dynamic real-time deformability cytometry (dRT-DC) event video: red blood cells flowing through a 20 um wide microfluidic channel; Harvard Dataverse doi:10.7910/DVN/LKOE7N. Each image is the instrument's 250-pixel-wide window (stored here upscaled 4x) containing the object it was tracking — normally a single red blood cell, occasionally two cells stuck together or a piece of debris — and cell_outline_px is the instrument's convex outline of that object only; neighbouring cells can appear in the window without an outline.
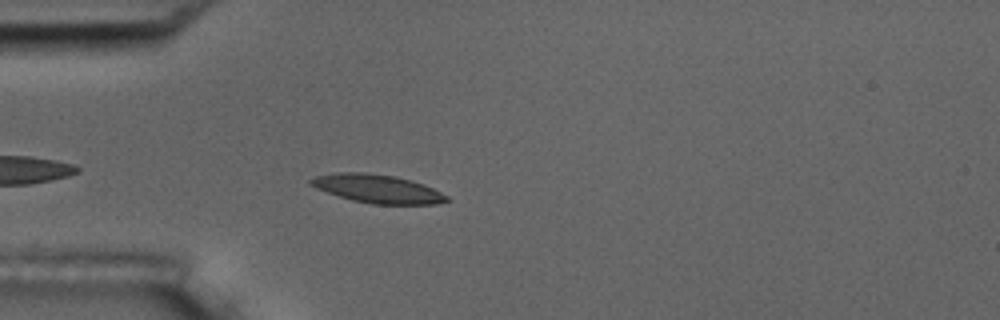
{"species": "common noctule bat (a hibernating species)", "species_latin": "Nyctalus noctula", "temperature_condition": "room temperature", "stored_images_in_passage": 34, "camera_frame_rate_fps": 3000, "um_per_image_px": 0.085, "animal": {"sex": "male", "body_mass_g": 17.5, "forearm_length_mm": 52.3}, "frame": {"image": 1, "passage_image": 4, "time_ms": 1.0, "image_size_px": [1000, 320], "cell_outline_px": [[448, 200], [436, 204], [372, 204], [352, 200], [316, 188], [308, 184], [308, 180], [316, 176], [336, 172], [364, 172], [396, 176], [424, 184], [448, 196]], "centroid_in_image_um": [32.06, 16.03], "position_along_channel_um": 52.9, "area_um2": 22.43}}
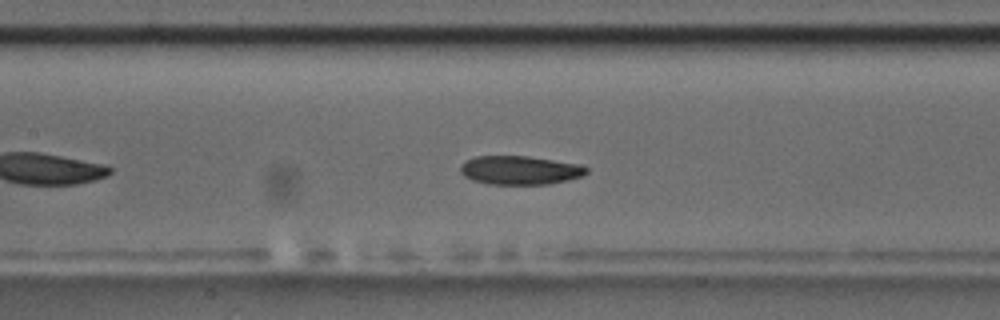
{"frame": {"image": 2, "passage_image": 14, "time_ms": 4.333, "image_size_px": [1000, 320], "cell_outline_px": [[588, 172], [584, 176], [568, 180], [548, 184], [488, 184], [472, 180], [464, 176], [460, 172], [460, 164], [464, 160], [476, 156], [528, 156], [584, 164], [588, 168]], "centroid_in_image_um": [44.22, 14.46], "position_along_channel_um": 163.2, "area_um2": 21.5}}
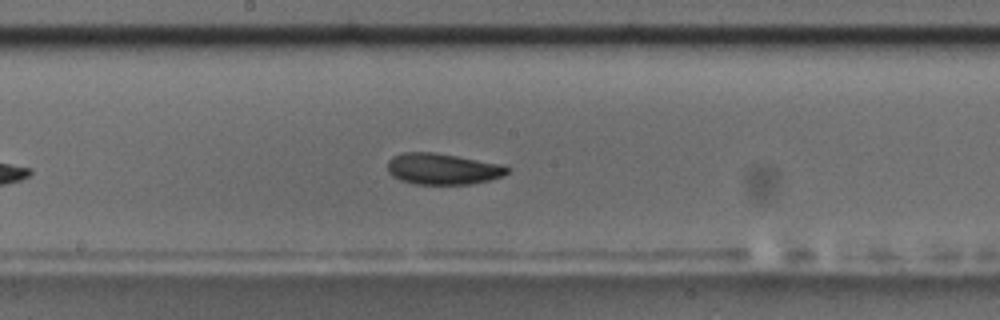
{"frame": {"image": 3, "passage_image": 18, "time_ms": 5.667, "image_size_px": [1000, 320], "cell_outline_px": [[512, 168], [504, 176], [472, 184], [416, 184], [400, 180], [392, 176], [388, 172], [388, 160], [392, 156], [404, 152], [436, 152], [504, 164]], "centroid_in_image_um": [37.66, 14.35], "position_along_channel_um": 210.5, "area_um2": 22.08}, "authors_computed_cell_mechanics": {"area_um2": 21.5016, "velocity_mm_per_s": 3.5792, "shape_relaxation_time_tau1_ms": 4.9425, "shape_relaxation_time_tau2_ms": 4.2538, "deformation_change_tau1": 0.1178, "deformation_change_tau2": 0.0897}}